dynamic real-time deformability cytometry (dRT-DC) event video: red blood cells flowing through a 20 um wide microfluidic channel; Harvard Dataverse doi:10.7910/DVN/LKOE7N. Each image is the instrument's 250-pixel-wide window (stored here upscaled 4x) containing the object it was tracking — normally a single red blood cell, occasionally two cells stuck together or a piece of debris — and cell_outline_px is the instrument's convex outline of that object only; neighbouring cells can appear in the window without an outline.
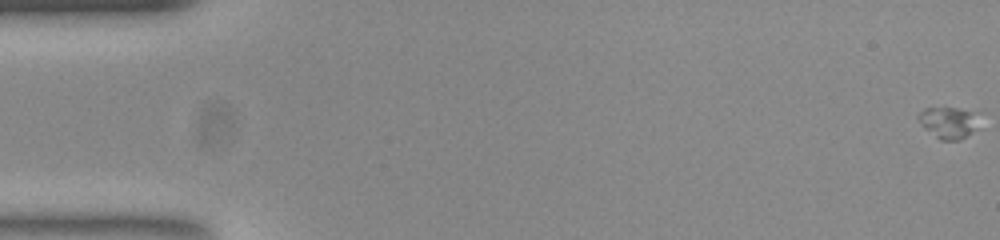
{"species": "common noctule bat (a hibernating species)", "species_latin": "Nyctalus noctula", "temperature_condition": "room temperature", "stored_images_in_passage": 54, "camera_frame_rate_fps": 3000, "um_per_image_px": 0.085, "animal": {"sex": "female", "body_mass_g": 23.0, "forearm_length_mm": 53.4}, "frame": {"image": 1, "passage_image": 1, "time_ms": 0.0, "image_size_px": [1000, 240], "cell_outline_px": [[976, 128], [972, 132], [960, 140], [940, 140], [924, 128], [916, 116], [924, 108], [956, 108], [972, 112]], "centroid_in_image_um": [80.53, 10.43], "position_along_channel_um": 4.5, "area_um2": 10.69}}
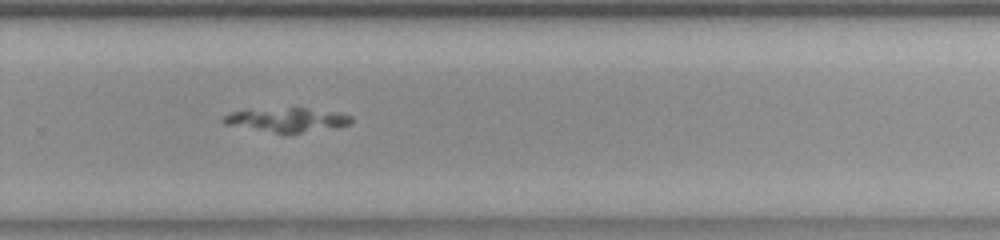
{"frame": {"image": 2, "passage_image": 37, "time_ms": 12.0, "image_size_px": [1000, 240], "cell_outline_px": [[352, 120], [348, 124], [300, 132], [276, 132], [224, 124], [224, 116], [228, 112], [288, 108], [304, 108], [336, 112], [352, 116]], "centroid_in_image_um": [24.38, 10.16], "position_along_channel_um": 305.4, "area_um2": 16.82}}
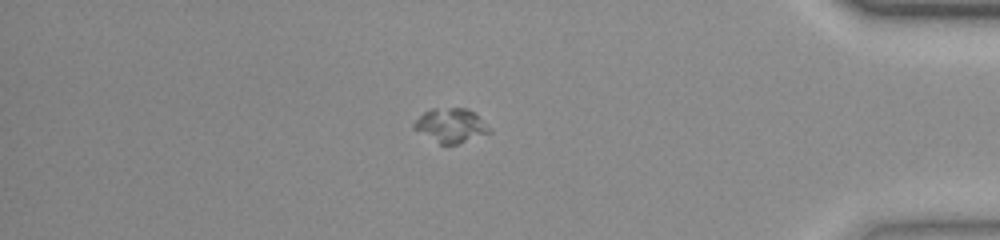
{"frame": {"image": 3, "passage_image": 47, "time_ms": 15.333, "image_size_px": [1000, 240], "cell_outline_px": [[492, 132], [456, 144], [440, 144], [412, 128], [412, 124], [424, 112], [432, 108], [468, 108]], "centroid_in_image_um": [38.26, 10.66], "position_along_channel_um": 396.9, "area_um2": 14.57}}